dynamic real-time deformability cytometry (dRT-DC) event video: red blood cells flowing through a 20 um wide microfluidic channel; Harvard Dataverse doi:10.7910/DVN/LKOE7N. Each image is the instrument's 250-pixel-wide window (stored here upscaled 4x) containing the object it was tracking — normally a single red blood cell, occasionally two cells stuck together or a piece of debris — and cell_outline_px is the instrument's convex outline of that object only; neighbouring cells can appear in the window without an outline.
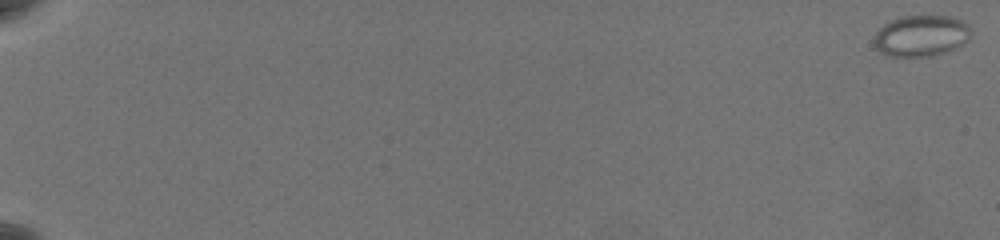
{"species": "common noctule bat (a hibernating species)", "species_latin": "Nyctalus noctula", "temperature_condition": "warm", "stored_images_in_passage": 63, "camera_frame_rate_fps": 3000, "um_per_image_px": 0.085, "animal": {"sex": "female", "body_mass_g": 19.5, "forearm_length_mm": 54.1}, "frame": {"image": 1, "passage_image": 1, "time_ms": 0.0, "image_size_px": [1000, 240], "cell_outline_px": [[972, 32], [968, 40], [956, 48], [932, 56], [888, 56], [880, 52], [872, 44], [872, 40], [876, 32], [884, 24], [892, 20], [904, 16], [948, 16], [960, 20], [968, 24]], "centroid_in_image_um": [78.28, 3.05], "position_along_channel_um": 6.7, "area_um2": 23.35}}
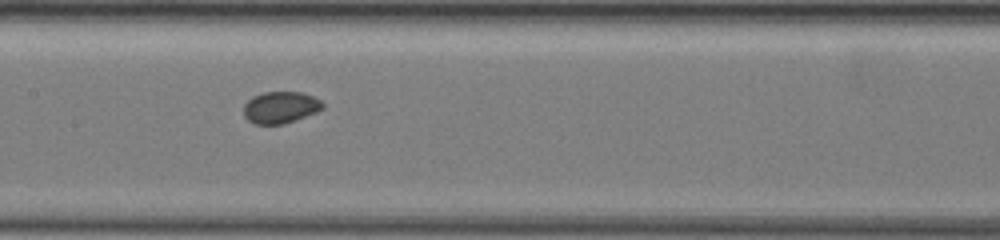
{"frame": {"image": 2, "passage_image": 36, "time_ms": 11.667, "image_size_px": [1000, 240], "cell_outline_px": [[324, 108], [316, 112], [284, 124], [256, 124], [248, 120], [244, 116], [244, 104], [252, 96], [264, 92], [300, 92], [312, 96], [320, 100], [324, 104]], "centroid_in_image_um": [23.83, 9.12], "position_along_channel_um": 183.6, "area_um2": 14.57}}
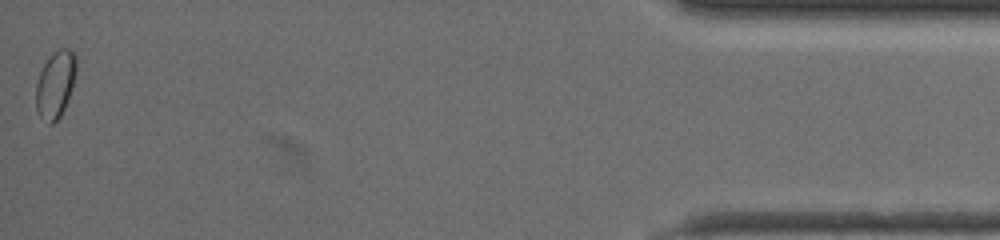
{"frame": {"image": 3, "passage_image": 63, "time_ms": 20.667, "image_size_px": [1000, 240], "cell_outline_px": [[76, 72], [72, 88], [68, 100], [60, 116], [52, 124], [48, 124], [36, 112], [36, 84], [40, 72], [44, 64], [52, 52], [60, 48], [68, 48], [76, 56]], "centroid_in_image_um": [4.71, 7.17], "position_along_channel_um": 430.5, "area_um2": 15.78}, "authors_computed_cell_mechanics": {"area_um2": 15.1436, "velocity_mm_per_s": 3.5759, "shape_relaxation_time_tau1_ms": null, "shape_relaxation_time_tau2_ms": 1.8775, "deformation_change_tau1": null, "deformation_change_tau2": 0.0362}}